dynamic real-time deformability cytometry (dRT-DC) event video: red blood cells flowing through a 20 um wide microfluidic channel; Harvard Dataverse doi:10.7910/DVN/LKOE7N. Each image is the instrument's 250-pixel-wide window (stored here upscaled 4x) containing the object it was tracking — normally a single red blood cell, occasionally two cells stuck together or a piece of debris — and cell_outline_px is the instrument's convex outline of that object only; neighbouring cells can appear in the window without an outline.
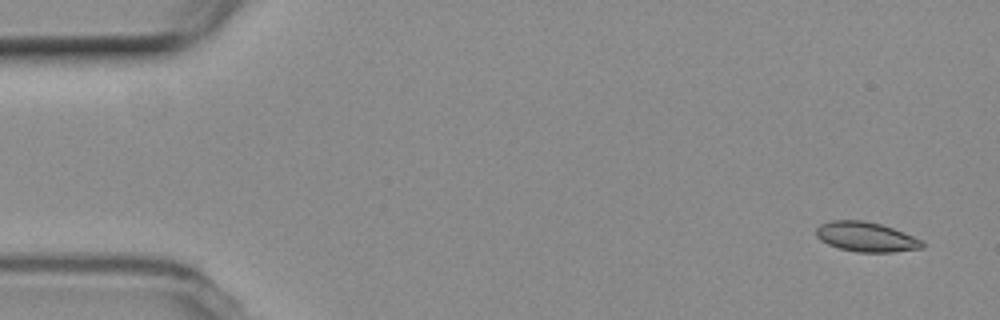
{"species": "common noctule bat (a hibernating species)", "species_latin": "Nyctalus noctula", "temperature_condition": "room temperature", "stored_images_in_passage": 10, "camera_frame_rate_fps": 3000, "um_per_image_px": 0.085, "animal": {"sex": "female", "body_mass_g": 19.3, "forearm_length_mm": 54.1}, "frame": {"image": 1, "passage_image": 1, "time_ms": 0.0, "image_size_px": [1000, 320], "cell_outline_px": [[924, 248], [892, 252], [856, 252], [840, 248], [828, 244], [820, 240], [816, 236], [816, 228], [820, 224], [832, 220], [864, 220], [880, 224], [892, 228], [924, 240]], "centroid_in_image_um": [73.62, 20.13], "position_along_channel_um": 11.4, "area_um2": 18.44}}
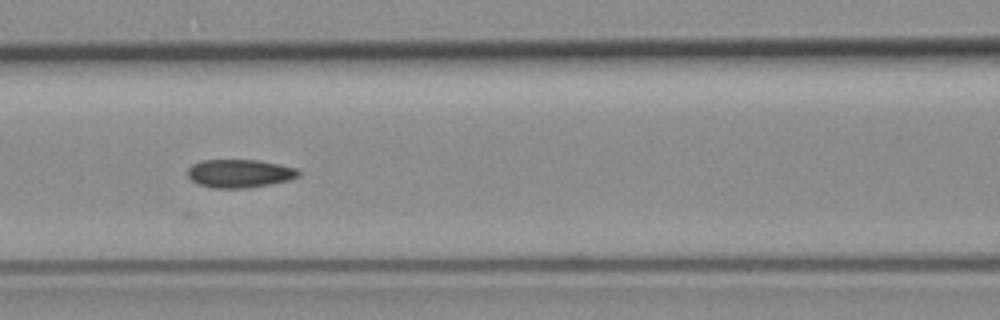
{"frame": {"image": 2, "passage_image": 6, "time_ms": 7.0, "image_size_px": [1000, 320], "cell_outline_px": [[300, 176], [288, 180], [268, 184], [244, 188], [212, 188], [200, 184], [192, 180], [188, 176], [188, 168], [192, 164], [204, 160], [256, 160], [280, 164], [296, 168], [300, 172]], "centroid_in_image_um": [20.37, 14.74], "position_along_channel_um": 146.2, "area_um2": 18.09}}
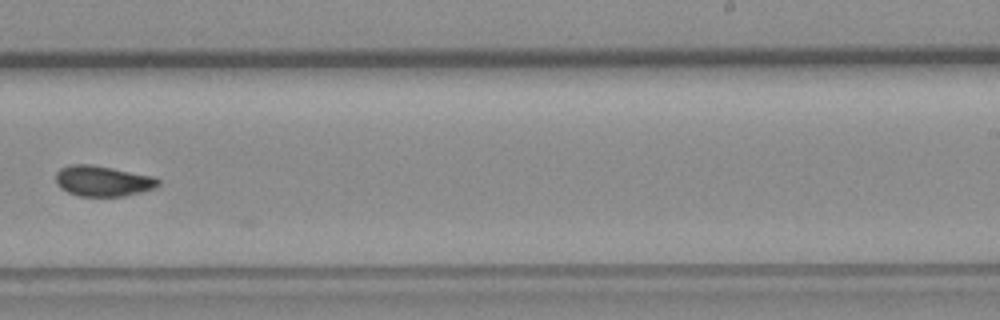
{"frame": {"image": 3, "passage_image": 9, "time_ms": 10.667, "image_size_px": [1000, 320], "cell_outline_px": [[160, 184], [156, 188], [124, 196], [76, 196], [60, 188], [56, 184], [56, 172], [60, 168], [68, 164], [92, 164], [156, 176], [160, 180]], "centroid_in_image_um": [8.75, 15.37], "position_along_channel_um": 280.3, "area_um2": 18.61}}